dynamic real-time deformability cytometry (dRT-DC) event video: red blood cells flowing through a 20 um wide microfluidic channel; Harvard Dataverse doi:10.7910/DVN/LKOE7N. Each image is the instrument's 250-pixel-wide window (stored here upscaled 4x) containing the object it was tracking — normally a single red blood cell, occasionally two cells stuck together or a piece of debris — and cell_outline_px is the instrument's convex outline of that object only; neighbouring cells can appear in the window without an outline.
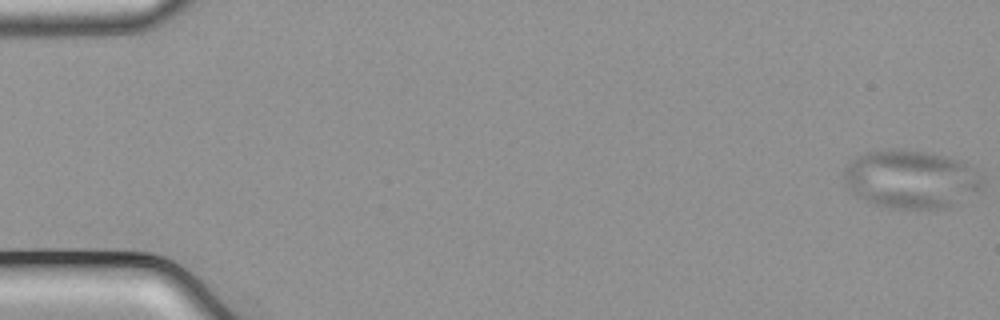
{"species": "common noctule bat (a hibernating species)", "species_latin": "Nyctalus noctula", "temperature_condition": "cold", "stored_images_in_passage": 55, "camera_frame_rate_fps": 3000, "um_per_image_px": 0.085, "animal": {"sex": "male", "body_mass_g": 21.5, "forearm_length_mm": 52.0}, "frame": {"image": 1, "passage_image": 1, "time_ms": 0.0, "image_size_px": [1000, 320], "cell_outline_px": [[984, 180], [980, 188], [948, 208], [892, 208], [876, 204], [852, 192], [844, 184], [844, 168], [852, 160], [868, 152], [892, 148], [900, 148], [924, 152], [964, 160], [984, 172]], "centroid_in_image_um": [77.49, 15.2], "position_along_channel_um": 7.5, "area_um2": 47.11}}
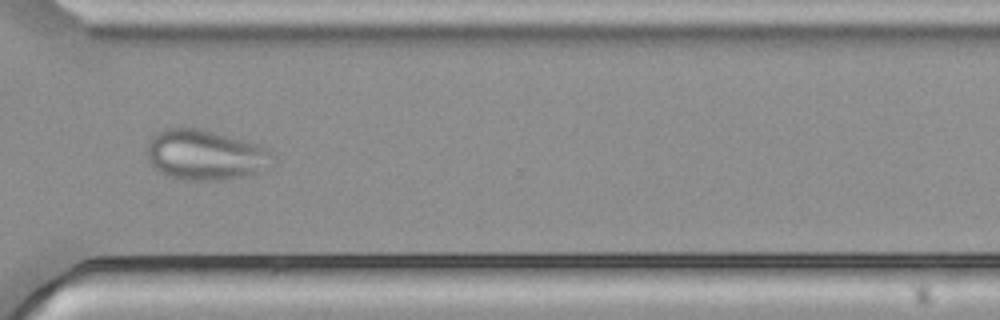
{"frame": {"image": 2, "passage_image": 41, "time_ms": 13.333, "image_size_px": [1000, 320], "cell_outline_px": [[276, 156], [256, 172], [244, 176], [224, 180], [184, 180], [168, 176], [152, 168], [144, 152], [148, 140], [156, 132], [164, 128], [180, 124], [200, 128], [260, 144], [268, 148]], "centroid_in_image_um": [17.33, 13.12], "position_along_channel_um": 353.3, "area_um2": 37.69}}
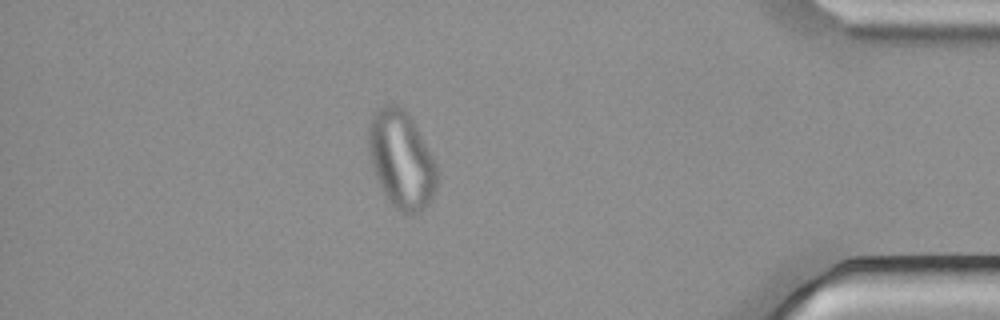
{"frame": {"image": 3, "passage_image": 48, "time_ms": 15.667, "image_size_px": [1000, 320], "cell_outline_px": [[436, 188], [428, 204], [424, 208], [408, 216], [400, 212], [384, 196], [380, 188], [368, 152], [368, 128], [372, 116], [384, 104], [396, 104], [404, 108], [412, 120], [436, 164]], "centroid_in_image_um": [34.08, 13.58], "position_along_channel_um": 401.1, "area_um2": 38.61}}